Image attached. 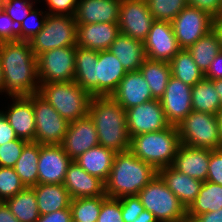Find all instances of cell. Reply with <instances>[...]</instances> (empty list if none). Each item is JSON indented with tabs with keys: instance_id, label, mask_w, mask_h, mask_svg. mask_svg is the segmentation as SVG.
Masks as SVG:
<instances>
[{
	"instance_id": "cell-48",
	"label": "cell",
	"mask_w": 222,
	"mask_h": 222,
	"mask_svg": "<svg viewBox=\"0 0 222 222\" xmlns=\"http://www.w3.org/2000/svg\"><path fill=\"white\" fill-rule=\"evenodd\" d=\"M71 208L62 209L45 215H40L37 222H71Z\"/></svg>"
},
{
	"instance_id": "cell-43",
	"label": "cell",
	"mask_w": 222,
	"mask_h": 222,
	"mask_svg": "<svg viewBox=\"0 0 222 222\" xmlns=\"http://www.w3.org/2000/svg\"><path fill=\"white\" fill-rule=\"evenodd\" d=\"M97 222H124L120 199L107 197L102 202Z\"/></svg>"
},
{
	"instance_id": "cell-6",
	"label": "cell",
	"mask_w": 222,
	"mask_h": 222,
	"mask_svg": "<svg viewBox=\"0 0 222 222\" xmlns=\"http://www.w3.org/2000/svg\"><path fill=\"white\" fill-rule=\"evenodd\" d=\"M38 93L69 123L88 114L93 97L75 81L40 83Z\"/></svg>"
},
{
	"instance_id": "cell-28",
	"label": "cell",
	"mask_w": 222,
	"mask_h": 222,
	"mask_svg": "<svg viewBox=\"0 0 222 222\" xmlns=\"http://www.w3.org/2000/svg\"><path fill=\"white\" fill-rule=\"evenodd\" d=\"M34 192L40 215L70 207L71 197L63 184H37Z\"/></svg>"
},
{
	"instance_id": "cell-35",
	"label": "cell",
	"mask_w": 222,
	"mask_h": 222,
	"mask_svg": "<svg viewBox=\"0 0 222 222\" xmlns=\"http://www.w3.org/2000/svg\"><path fill=\"white\" fill-rule=\"evenodd\" d=\"M171 76L181 80L183 83L194 86L204 78V73L194 62L187 49H181L169 62Z\"/></svg>"
},
{
	"instance_id": "cell-38",
	"label": "cell",
	"mask_w": 222,
	"mask_h": 222,
	"mask_svg": "<svg viewBox=\"0 0 222 222\" xmlns=\"http://www.w3.org/2000/svg\"><path fill=\"white\" fill-rule=\"evenodd\" d=\"M24 188L25 186L14 168L0 166V202L14 197Z\"/></svg>"
},
{
	"instance_id": "cell-11",
	"label": "cell",
	"mask_w": 222,
	"mask_h": 222,
	"mask_svg": "<svg viewBox=\"0 0 222 222\" xmlns=\"http://www.w3.org/2000/svg\"><path fill=\"white\" fill-rule=\"evenodd\" d=\"M76 46L55 48L37 58L39 83L72 82L75 75Z\"/></svg>"
},
{
	"instance_id": "cell-52",
	"label": "cell",
	"mask_w": 222,
	"mask_h": 222,
	"mask_svg": "<svg viewBox=\"0 0 222 222\" xmlns=\"http://www.w3.org/2000/svg\"><path fill=\"white\" fill-rule=\"evenodd\" d=\"M0 222H19L5 202H0Z\"/></svg>"
},
{
	"instance_id": "cell-54",
	"label": "cell",
	"mask_w": 222,
	"mask_h": 222,
	"mask_svg": "<svg viewBox=\"0 0 222 222\" xmlns=\"http://www.w3.org/2000/svg\"><path fill=\"white\" fill-rule=\"evenodd\" d=\"M133 222H158L155 216L148 210L142 211Z\"/></svg>"
},
{
	"instance_id": "cell-45",
	"label": "cell",
	"mask_w": 222,
	"mask_h": 222,
	"mask_svg": "<svg viewBox=\"0 0 222 222\" xmlns=\"http://www.w3.org/2000/svg\"><path fill=\"white\" fill-rule=\"evenodd\" d=\"M206 181H210L222 186V148L210 150Z\"/></svg>"
},
{
	"instance_id": "cell-51",
	"label": "cell",
	"mask_w": 222,
	"mask_h": 222,
	"mask_svg": "<svg viewBox=\"0 0 222 222\" xmlns=\"http://www.w3.org/2000/svg\"><path fill=\"white\" fill-rule=\"evenodd\" d=\"M191 222H222V208L213 212L196 215Z\"/></svg>"
},
{
	"instance_id": "cell-25",
	"label": "cell",
	"mask_w": 222,
	"mask_h": 222,
	"mask_svg": "<svg viewBox=\"0 0 222 222\" xmlns=\"http://www.w3.org/2000/svg\"><path fill=\"white\" fill-rule=\"evenodd\" d=\"M158 174L186 209L196 199L203 183L201 180L177 171L172 166L161 168Z\"/></svg>"
},
{
	"instance_id": "cell-50",
	"label": "cell",
	"mask_w": 222,
	"mask_h": 222,
	"mask_svg": "<svg viewBox=\"0 0 222 222\" xmlns=\"http://www.w3.org/2000/svg\"><path fill=\"white\" fill-rule=\"evenodd\" d=\"M204 78L211 81L222 79V50L215 56L214 60L210 63L209 68L204 73Z\"/></svg>"
},
{
	"instance_id": "cell-7",
	"label": "cell",
	"mask_w": 222,
	"mask_h": 222,
	"mask_svg": "<svg viewBox=\"0 0 222 222\" xmlns=\"http://www.w3.org/2000/svg\"><path fill=\"white\" fill-rule=\"evenodd\" d=\"M138 197L145 210L151 212L158 222H184L187 220V209L159 174L139 191Z\"/></svg>"
},
{
	"instance_id": "cell-15",
	"label": "cell",
	"mask_w": 222,
	"mask_h": 222,
	"mask_svg": "<svg viewBox=\"0 0 222 222\" xmlns=\"http://www.w3.org/2000/svg\"><path fill=\"white\" fill-rule=\"evenodd\" d=\"M181 49L174 35L172 23L154 20L144 41L146 58L169 63Z\"/></svg>"
},
{
	"instance_id": "cell-30",
	"label": "cell",
	"mask_w": 222,
	"mask_h": 222,
	"mask_svg": "<svg viewBox=\"0 0 222 222\" xmlns=\"http://www.w3.org/2000/svg\"><path fill=\"white\" fill-rule=\"evenodd\" d=\"M139 71L148 83L154 99L160 100L171 76V67L168 62L145 59Z\"/></svg>"
},
{
	"instance_id": "cell-58",
	"label": "cell",
	"mask_w": 222,
	"mask_h": 222,
	"mask_svg": "<svg viewBox=\"0 0 222 222\" xmlns=\"http://www.w3.org/2000/svg\"><path fill=\"white\" fill-rule=\"evenodd\" d=\"M5 0H0V9H2V4Z\"/></svg>"
},
{
	"instance_id": "cell-22",
	"label": "cell",
	"mask_w": 222,
	"mask_h": 222,
	"mask_svg": "<svg viewBox=\"0 0 222 222\" xmlns=\"http://www.w3.org/2000/svg\"><path fill=\"white\" fill-rule=\"evenodd\" d=\"M210 149L190 147L180 144L172 167L189 177L206 181Z\"/></svg>"
},
{
	"instance_id": "cell-41",
	"label": "cell",
	"mask_w": 222,
	"mask_h": 222,
	"mask_svg": "<svg viewBox=\"0 0 222 222\" xmlns=\"http://www.w3.org/2000/svg\"><path fill=\"white\" fill-rule=\"evenodd\" d=\"M28 141L15 139L0 146V166L14 167Z\"/></svg>"
},
{
	"instance_id": "cell-20",
	"label": "cell",
	"mask_w": 222,
	"mask_h": 222,
	"mask_svg": "<svg viewBox=\"0 0 222 222\" xmlns=\"http://www.w3.org/2000/svg\"><path fill=\"white\" fill-rule=\"evenodd\" d=\"M125 110L153 100L150 87L140 71H130L111 95Z\"/></svg>"
},
{
	"instance_id": "cell-42",
	"label": "cell",
	"mask_w": 222,
	"mask_h": 222,
	"mask_svg": "<svg viewBox=\"0 0 222 222\" xmlns=\"http://www.w3.org/2000/svg\"><path fill=\"white\" fill-rule=\"evenodd\" d=\"M21 30V23L13 21L3 9H0V43L21 40Z\"/></svg>"
},
{
	"instance_id": "cell-19",
	"label": "cell",
	"mask_w": 222,
	"mask_h": 222,
	"mask_svg": "<svg viewBox=\"0 0 222 222\" xmlns=\"http://www.w3.org/2000/svg\"><path fill=\"white\" fill-rule=\"evenodd\" d=\"M72 159L61 145H41L38 161V184H64Z\"/></svg>"
},
{
	"instance_id": "cell-18",
	"label": "cell",
	"mask_w": 222,
	"mask_h": 222,
	"mask_svg": "<svg viewBox=\"0 0 222 222\" xmlns=\"http://www.w3.org/2000/svg\"><path fill=\"white\" fill-rule=\"evenodd\" d=\"M8 107L0 109L18 138L34 142L36 123L33 111V94L29 97H9Z\"/></svg>"
},
{
	"instance_id": "cell-47",
	"label": "cell",
	"mask_w": 222,
	"mask_h": 222,
	"mask_svg": "<svg viewBox=\"0 0 222 222\" xmlns=\"http://www.w3.org/2000/svg\"><path fill=\"white\" fill-rule=\"evenodd\" d=\"M188 6L195 7L217 18L222 15V0H187Z\"/></svg>"
},
{
	"instance_id": "cell-24",
	"label": "cell",
	"mask_w": 222,
	"mask_h": 222,
	"mask_svg": "<svg viewBox=\"0 0 222 222\" xmlns=\"http://www.w3.org/2000/svg\"><path fill=\"white\" fill-rule=\"evenodd\" d=\"M121 0H78L77 24L118 23Z\"/></svg>"
},
{
	"instance_id": "cell-40",
	"label": "cell",
	"mask_w": 222,
	"mask_h": 222,
	"mask_svg": "<svg viewBox=\"0 0 222 222\" xmlns=\"http://www.w3.org/2000/svg\"><path fill=\"white\" fill-rule=\"evenodd\" d=\"M38 2L41 3L40 0H5L2 4V9L13 21L22 23L35 7V3Z\"/></svg>"
},
{
	"instance_id": "cell-44",
	"label": "cell",
	"mask_w": 222,
	"mask_h": 222,
	"mask_svg": "<svg viewBox=\"0 0 222 222\" xmlns=\"http://www.w3.org/2000/svg\"><path fill=\"white\" fill-rule=\"evenodd\" d=\"M120 201L124 222H133L145 210L138 196H125L120 198Z\"/></svg>"
},
{
	"instance_id": "cell-33",
	"label": "cell",
	"mask_w": 222,
	"mask_h": 222,
	"mask_svg": "<svg viewBox=\"0 0 222 222\" xmlns=\"http://www.w3.org/2000/svg\"><path fill=\"white\" fill-rule=\"evenodd\" d=\"M191 95L193 111L217 115L222 107L219 94L216 92L213 82L207 78L201 79L192 86Z\"/></svg>"
},
{
	"instance_id": "cell-9",
	"label": "cell",
	"mask_w": 222,
	"mask_h": 222,
	"mask_svg": "<svg viewBox=\"0 0 222 222\" xmlns=\"http://www.w3.org/2000/svg\"><path fill=\"white\" fill-rule=\"evenodd\" d=\"M29 42L36 57L55 48L76 46L75 16L47 14L43 28Z\"/></svg>"
},
{
	"instance_id": "cell-21",
	"label": "cell",
	"mask_w": 222,
	"mask_h": 222,
	"mask_svg": "<svg viewBox=\"0 0 222 222\" xmlns=\"http://www.w3.org/2000/svg\"><path fill=\"white\" fill-rule=\"evenodd\" d=\"M64 187L71 199L105 195V183L98 177L88 174L74 160L68 165Z\"/></svg>"
},
{
	"instance_id": "cell-37",
	"label": "cell",
	"mask_w": 222,
	"mask_h": 222,
	"mask_svg": "<svg viewBox=\"0 0 222 222\" xmlns=\"http://www.w3.org/2000/svg\"><path fill=\"white\" fill-rule=\"evenodd\" d=\"M154 20L171 22L186 6L187 0H146Z\"/></svg>"
},
{
	"instance_id": "cell-12",
	"label": "cell",
	"mask_w": 222,
	"mask_h": 222,
	"mask_svg": "<svg viewBox=\"0 0 222 222\" xmlns=\"http://www.w3.org/2000/svg\"><path fill=\"white\" fill-rule=\"evenodd\" d=\"M213 20L208 13L186 6L172 21L174 35L182 49H187L199 38L213 29Z\"/></svg>"
},
{
	"instance_id": "cell-46",
	"label": "cell",
	"mask_w": 222,
	"mask_h": 222,
	"mask_svg": "<svg viewBox=\"0 0 222 222\" xmlns=\"http://www.w3.org/2000/svg\"><path fill=\"white\" fill-rule=\"evenodd\" d=\"M43 1V0H42ZM47 14L75 16L78 0H44Z\"/></svg>"
},
{
	"instance_id": "cell-27",
	"label": "cell",
	"mask_w": 222,
	"mask_h": 222,
	"mask_svg": "<svg viewBox=\"0 0 222 222\" xmlns=\"http://www.w3.org/2000/svg\"><path fill=\"white\" fill-rule=\"evenodd\" d=\"M116 152L97 145L81 154L74 161L88 174L98 177L104 183L107 181Z\"/></svg>"
},
{
	"instance_id": "cell-26",
	"label": "cell",
	"mask_w": 222,
	"mask_h": 222,
	"mask_svg": "<svg viewBox=\"0 0 222 222\" xmlns=\"http://www.w3.org/2000/svg\"><path fill=\"white\" fill-rule=\"evenodd\" d=\"M109 50L119 59L127 72L139 71L146 59L144 42L120 33Z\"/></svg>"
},
{
	"instance_id": "cell-55",
	"label": "cell",
	"mask_w": 222,
	"mask_h": 222,
	"mask_svg": "<svg viewBox=\"0 0 222 222\" xmlns=\"http://www.w3.org/2000/svg\"><path fill=\"white\" fill-rule=\"evenodd\" d=\"M215 87L216 92L219 94L220 101L222 104V79H217L212 81Z\"/></svg>"
},
{
	"instance_id": "cell-23",
	"label": "cell",
	"mask_w": 222,
	"mask_h": 222,
	"mask_svg": "<svg viewBox=\"0 0 222 222\" xmlns=\"http://www.w3.org/2000/svg\"><path fill=\"white\" fill-rule=\"evenodd\" d=\"M120 34L118 23L77 24V45L92 50H109Z\"/></svg>"
},
{
	"instance_id": "cell-8",
	"label": "cell",
	"mask_w": 222,
	"mask_h": 222,
	"mask_svg": "<svg viewBox=\"0 0 222 222\" xmlns=\"http://www.w3.org/2000/svg\"><path fill=\"white\" fill-rule=\"evenodd\" d=\"M180 144L216 150L222 148L217 116L191 111L178 125Z\"/></svg>"
},
{
	"instance_id": "cell-14",
	"label": "cell",
	"mask_w": 222,
	"mask_h": 222,
	"mask_svg": "<svg viewBox=\"0 0 222 222\" xmlns=\"http://www.w3.org/2000/svg\"><path fill=\"white\" fill-rule=\"evenodd\" d=\"M125 111L130 138L143 133L157 132L170 126L161 101L158 99L136 105Z\"/></svg>"
},
{
	"instance_id": "cell-34",
	"label": "cell",
	"mask_w": 222,
	"mask_h": 222,
	"mask_svg": "<svg viewBox=\"0 0 222 222\" xmlns=\"http://www.w3.org/2000/svg\"><path fill=\"white\" fill-rule=\"evenodd\" d=\"M198 68L205 73L221 51L218 35L212 29L187 48Z\"/></svg>"
},
{
	"instance_id": "cell-56",
	"label": "cell",
	"mask_w": 222,
	"mask_h": 222,
	"mask_svg": "<svg viewBox=\"0 0 222 222\" xmlns=\"http://www.w3.org/2000/svg\"><path fill=\"white\" fill-rule=\"evenodd\" d=\"M218 119V124H219V131H220V138L222 141V107L218 111V114L216 115Z\"/></svg>"
},
{
	"instance_id": "cell-4",
	"label": "cell",
	"mask_w": 222,
	"mask_h": 222,
	"mask_svg": "<svg viewBox=\"0 0 222 222\" xmlns=\"http://www.w3.org/2000/svg\"><path fill=\"white\" fill-rule=\"evenodd\" d=\"M158 171L137 158L130 150L115 154L113 165L105 182V195L120 199L125 196H138Z\"/></svg>"
},
{
	"instance_id": "cell-49",
	"label": "cell",
	"mask_w": 222,
	"mask_h": 222,
	"mask_svg": "<svg viewBox=\"0 0 222 222\" xmlns=\"http://www.w3.org/2000/svg\"><path fill=\"white\" fill-rule=\"evenodd\" d=\"M18 139L14 129L10 126L7 118L0 111V146Z\"/></svg>"
},
{
	"instance_id": "cell-57",
	"label": "cell",
	"mask_w": 222,
	"mask_h": 222,
	"mask_svg": "<svg viewBox=\"0 0 222 222\" xmlns=\"http://www.w3.org/2000/svg\"><path fill=\"white\" fill-rule=\"evenodd\" d=\"M4 94V79H3V72L1 67V61H0V95Z\"/></svg>"
},
{
	"instance_id": "cell-17",
	"label": "cell",
	"mask_w": 222,
	"mask_h": 222,
	"mask_svg": "<svg viewBox=\"0 0 222 222\" xmlns=\"http://www.w3.org/2000/svg\"><path fill=\"white\" fill-rule=\"evenodd\" d=\"M60 145L72 160L99 145L98 133L89 114L69 123L67 133Z\"/></svg>"
},
{
	"instance_id": "cell-53",
	"label": "cell",
	"mask_w": 222,
	"mask_h": 222,
	"mask_svg": "<svg viewBox=\"0 0 222 222\" xmlns=\"http://www.w3.org/2000/svg\"><path fill=\"white\" fill-rule=\"evenodd\" d=\"M213 30L218 35V39L220 42V48L222 50V15L214 18L213 20Z\"/></svg>"
},
{
	"instance_id": "cell-5",
	"label": "cell",
	"mask_w": 222,
	"mask_h": 222,
	"mask_svg": "<svg viewBox=\"0 0 222 222\" xmlns=\"http://www.w3.org/2000/svg\"><path fill=\"white\" fill-rule=\"evenodd\" d=\"M180 145L178 129L174 125L150 133L132 136L130 151L157 171L172 166Z\"/></svg>"
},
{
	"instance_id": "cell-32",
	"label": "cell",
	"mask_w": 222,
	"mask_h": 222,
	"mask_svg": "<svg viewBox=\"0 0 222 222\" xmlns=\"http://www.w3.org/2000/svg\"><path fill=\"white\" fill-rule=\"evenodd\" d=\"M5 203L19 222H37L40 217L34 187H25Z\"/></svg>"
},
{
	"instance_id": "cell-31",
	"label": "cell",
	"mask_w": 222,
	"mask_h": 222,
	"mask_svg": "<svg viewBox=\"0 0 222 222\" xmlns=\"http://www.w3.org/2000/svg\"><path fill=\"white\" fill-rule=\"evenodd\" d=\"M40 144L28 142L13 167L25 187H34L38 184V161Z\"/></svg>"
},
{
	"instance_id": "cell-16",
	"label": "cell",
	"mask_w": 222,
	"mask_h": 222,
	"mask_svg": "<svg viewBox=\"0 0 222 222\" xmlns=\"http://www.w3.org/2000/svg\"><path fill=\"white\" fill-rule=\"evenodd\" d=\"M192 86L170 76L165 93L160 99L167 121L178 125L192 111Z\"/></svg>"
},
{
	"instance_id": "cell-2",
	"label": "cell",
	"mask_w": 222,
	"mask_h": 222,
	"mask_svg": "<svg viewBox=\"0 0 222 222\" xmlns=\"http://www.w3.org/2000/svg\"><path fill=\"white\" fill-rule=\"evenodd\" d=\"M0 61L4 79V95L29 97L40 88L37 58L30 42L9 41L0 43Z\"/></svg>"
},
{
	"instance_id": "cell-13",
	"label": "cell",
	"mask_w": 222,
	"mask_h": 222,
	"mask_svg": "<svg viewBox=\"0 0 222 222\" xmlns=\"http://www.w3.org/2000/svg\"><path fill=\"white\" fill-rule=\"evenodd\" d=\"M153 21L146 0H121L118 18L120 33L144 42Z\"/></svg>"
},
{
	"instance_id": "cell-39",
	"label": "cell",
	"mask_w": 222,
	"mask_h": 222,
	"mask_svg": "<svg viewBox=\"0 0 222 222\" xmlns=\"http://www.w3.org/2000/svg\"><path fill=\"white\" fill-rule=\"evenodd\" d=\"M34 7L21 23V41L29 42L43 28L47 17L46 10ZM44 11V12H43Z\"/></svg>"
},
{
	"instance_id": "cell-36",
	"label": "cell",
	"mask_w": 222,
	"mask_h": 222,
	"mask_svg": "<svg viewBox=\"0 0 222 222\" xmlns=\"http://www.w3.org/2000/svg\"><path fill=\"white\" fill-rule=\"evenodd\" d=\"M107 196L81 197L71 199L72 220L76 222H97L102 202Z\"/></svg>"
},
{
	"instance_id": "cell-3",
	"label": "cell",
	"mask_w": 222,
	"mask_h": 222,
	"mask_svg": "<svg viewBox=\"0 0 222 222\" xmlns=\"http://www.w3.org/2000/svg\"><path fill=\"white\" fill-rule=\"evenodd\" d=\"M88 114L95 124L99 145L116 153L130 150L126 111L112 96L92 97Z\"/></svg>"
},
{
	"instance_id": "cell-1",
	"label": "cell",
	"mask_w": 222,
	"mask_h": 222,
	"mask_svg": "<svg viewBox=\"0 0 222 222\" xmlns=\"http://www.w3.org/2000/svg\"><path fill=\"white\" fill-rule=\"evenodd\" d=\"M127 73L110 50L76 45L74 81L94 96H111Z\"/></svg>"
},
{
	"instance_id": "cell-29",
	"label": "cell",
	"mask_w": 222,
	"mask_h": 222,
	"mask_svg": "<svg viewBox=\"0 0 222 222\" xmlns=\"http://www.w3.org/2000/svg\"><path fill=\"white\" fill-rule=\"evenodd\" d=\"M222 208V186L210 181H204L196 199L187 208V220L196 215L213 212Z\"/></svg>"
},
{
	"instance_id": "cell-10",
	"label": "cell",
	"mask_w": 222,
	"mask_h": 222,
	"mask_svg": "<svg viewBox=\"0 0 222 222\" xmlns=\"http://www.w3.org/2000/svg\"><path fill=\"white\" fill-rule=\"evenodd\" d=\"M33 111L36 123L34 142L41 145H60L69 122L39 93L33 94Z\"/></svg>"
}]
</instances>
